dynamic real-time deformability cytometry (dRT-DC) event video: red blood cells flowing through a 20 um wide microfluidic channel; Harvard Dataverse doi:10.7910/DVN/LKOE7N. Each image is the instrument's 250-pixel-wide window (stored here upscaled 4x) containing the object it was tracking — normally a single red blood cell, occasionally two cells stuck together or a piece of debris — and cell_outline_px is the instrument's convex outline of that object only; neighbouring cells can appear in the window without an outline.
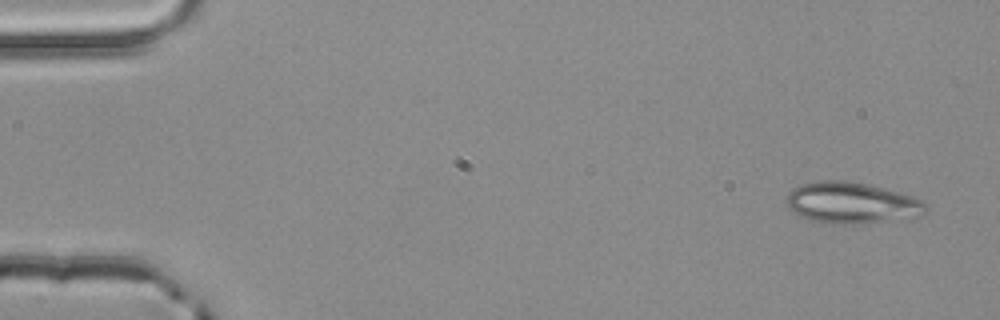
{"species": "common noctule bat (a hibernating species)", "species_latin": "Nyctalus noctula", "temperature_condition": "room temperature", "stored_images_in_passage": 4, "camera_frame_rate_fps": 3000, "um_per_image_px": 0.085, "animal": {"sex": "male", "body_mass_g": 20.4}, "frame": {"image": 1, "passage_image": 1, "time_ms": 0.0, "image_size_px": [1000, 320], "cell_outline_px": [[928, 208], [924, 216], [908, 220], [864, 224], [832, 224], [808, 220], [792, 212], [788, 208], [788, 192], [792, 188], [800, 184], [824, 180], [844, 180], [868, 184], [900, 192], [912, 196], [920, 200]], "centroid_in_image_um": [72.44, 17.28], "position_along_channel_um": 12.6, "area_um2": 34.33}}